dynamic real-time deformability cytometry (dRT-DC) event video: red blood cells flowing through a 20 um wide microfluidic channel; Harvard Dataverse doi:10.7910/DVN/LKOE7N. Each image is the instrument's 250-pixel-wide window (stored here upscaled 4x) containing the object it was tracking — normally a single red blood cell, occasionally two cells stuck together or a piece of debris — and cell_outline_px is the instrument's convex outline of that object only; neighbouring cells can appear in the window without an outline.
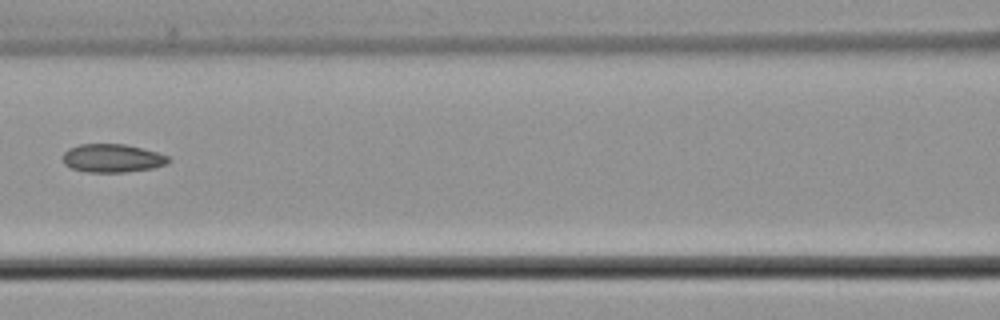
{"species": "common noctule bat (a hibernating species)", "species_latin": "Nyctalus noctula", "temperature_condition": "cold", "stored_images_in_passage": 6, "camera_frame_rate_fps": 3000, "um_per_image_px": 0.085, "animal": {"sex": "male", "body_mass_g": 21.5, "forearm_length_mm": 52.0}, "frame": {"image": 1, "passage_image": 6, "time_ms": 6.0, "image_size_px": [1000, 320], "cell_outline_px": [[172, 160], [168, 164], [152, 168], [124, 172], [88, 172], [72, 168], [64, 164], [64, 152], [68, 148], [80, 144], [124, 144], [156, 152], [168, 156]], "centroid_in_image_um": [9.56, 13.45], "position_along_channel_um": 157.0, "area_um2": 17.34}}